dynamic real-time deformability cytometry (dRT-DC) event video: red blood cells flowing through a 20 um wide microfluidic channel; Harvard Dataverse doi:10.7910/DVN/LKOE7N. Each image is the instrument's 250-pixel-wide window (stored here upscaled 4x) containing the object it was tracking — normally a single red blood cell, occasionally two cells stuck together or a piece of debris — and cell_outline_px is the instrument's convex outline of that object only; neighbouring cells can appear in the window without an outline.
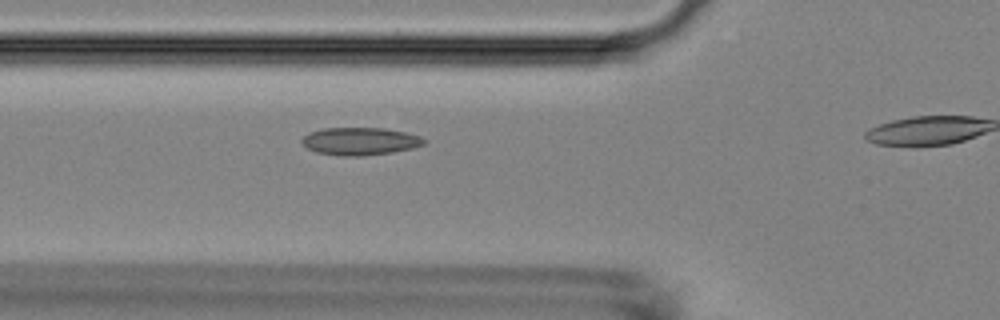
{"species": "Egyptian fruit bat (a non-hibernating species)", "species_latin": "Rousettus aegyptiacus", "temperature_condition": "room temperature", "stored_images_in_passage": 37, "camera_frame_rate_fps": 3000, "um_per_image_px": 0.085, "animal": {"sex": "female"}, "frame": {"image": 1, "passage_image": 13, "time_ms": 4.0, "image_size_px": [1000, 320], "cell_outline_px": [[428, 140], [424, 144], [412, 148], [392, 152], [364, 156], [340, 156], [316, 152], [300, 144], [300, 140], [308, 132], [324, 128], [384, 128], [404, 132], [420, 136]], "centroid_in_image_um": [30.57, 12.01], "position_along_channel_um": 95.2, "area_um2": 19.83}}
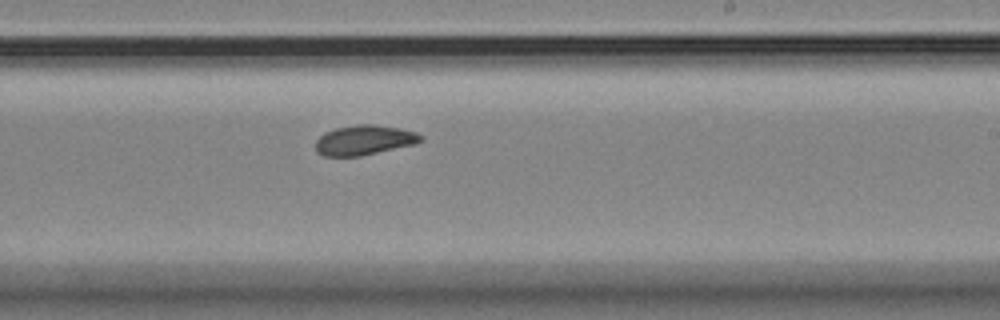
{"frame": {"image": 2, "passage_image": 26, "time_ms": 8.333, "image_size_px": [1000, 320], "cell_outline_px": [[424, 140], [416, 144], [360, 156], [324, 156], [316, 152], [316, 140], [324, 132], [336, 128], [360, 124], [372, 124], [400, 128], [416, 132], [424, 136]], "centroid_in_image_um": [30.99, 11.91], "position_along_channel_um": 258.0, "area_um2": 18.38}}
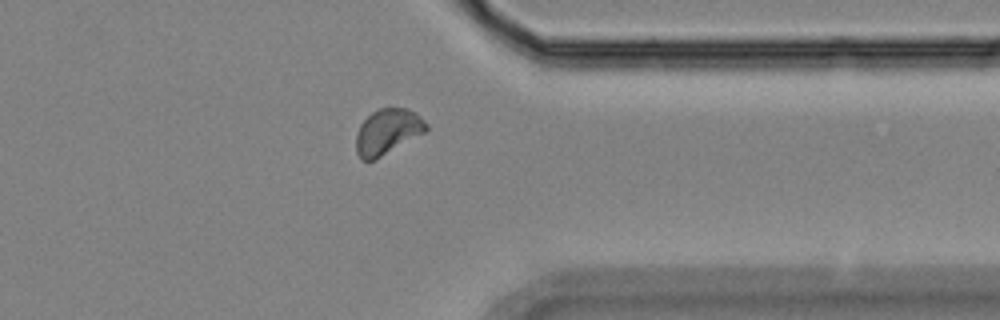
{"frame": {"image": 3, "passage_image": 36, "time_ms": 11.667, "image_size_px": [1000, 320], "cell_outline_px": [[428, 128], [424, 132], [376, 160], [360, 160], [356, 152], [356, 132], [360, 124], [372, 112], [380, 108], [408, 108], [416, 112], [428, 124]], "centroid_in_image_um": [32.92, 11.19], "position_along_channel_um": 378.5, "area_um2": 18.67}}